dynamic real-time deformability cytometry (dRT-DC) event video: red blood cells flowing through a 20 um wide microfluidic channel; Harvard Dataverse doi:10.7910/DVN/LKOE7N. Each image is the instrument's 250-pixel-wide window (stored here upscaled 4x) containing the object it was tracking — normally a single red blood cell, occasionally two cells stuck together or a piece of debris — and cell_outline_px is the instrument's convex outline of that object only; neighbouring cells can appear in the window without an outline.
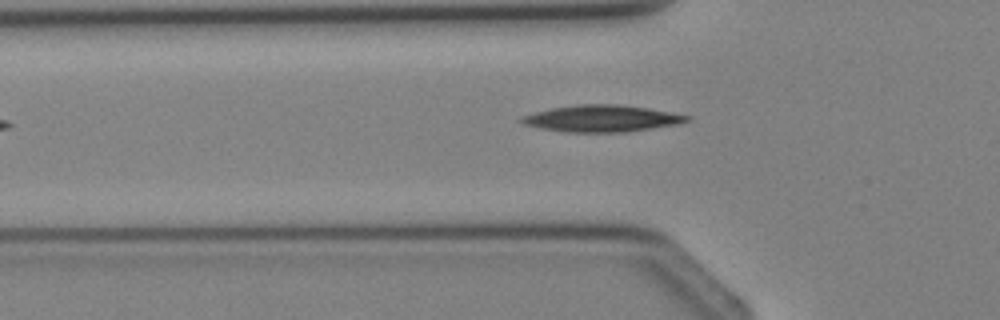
{"species": "Egyptian fruit bat (a non-hibernating species)", "species_latin": "Rousettus aegyptiacus", "temperature_condition": "cold", "stored_images_in_passage": 3, "camera_frame_rate_fps": 3000, "um_per_image_px": 0.085, "animal": {"sex": "female"}, "frame": {"image": 1, "passage_image": 3, "time_ms": 3.333, "image_size_px": [1000, 320], "cell_outline_px": [[692, 120], [680, 124], [628, 132], [564, 132], [540, 128], [520, 124], [516, 120], [520, 116], [552, 108], [580, 104], [616, 104], [648, 108], [672, 112], [692, 116]], "centroid_in_image_um": [51.16, 10.08], "position_along_channel_um": 74.6, "area_um2": 26.13}}